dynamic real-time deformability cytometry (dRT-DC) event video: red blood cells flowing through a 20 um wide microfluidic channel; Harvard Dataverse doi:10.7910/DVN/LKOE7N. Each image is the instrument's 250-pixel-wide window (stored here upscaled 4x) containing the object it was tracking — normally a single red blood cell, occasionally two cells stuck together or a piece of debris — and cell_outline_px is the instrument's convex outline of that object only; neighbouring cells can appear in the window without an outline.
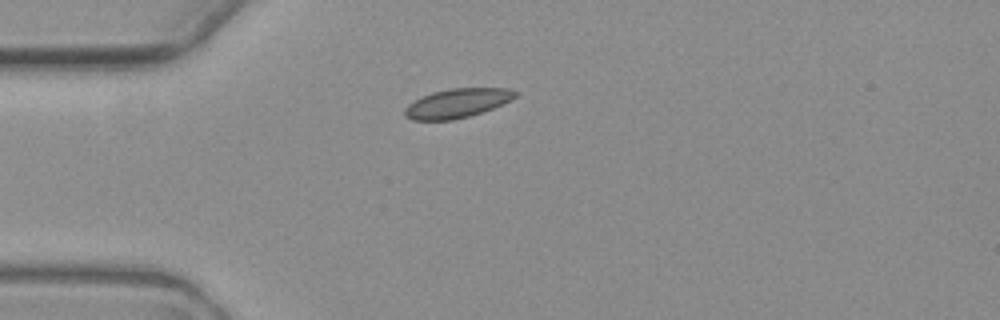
{"species": "common noctule bat (a hibernating species)", "species_latin": "Nyctalus noctula", "temperature_condition": "warm", "stored_images_in_passage": 5, "camera_frame_rate_fps": 3000, "um_per_image_px": 0.085, "animal": {"sex": "female", "body_mass_g": 19.3, "forearm_length_mm": 54.1}, "frame": {"image": 1, "passage_image": 3, "time_ms": 3.333, "image_size_px": [1000, 320], "cell_outline_px": [[520, 92], [516, 96], [492, 108], [468, 116], [452, 120], [412, 120], [404, 116], [404, 108], [408, 104], [432, 92], [448, 88], [508, 88]], "centroid_in_image_um": [38.83, 8.76], "position_along_channel_um": 46.2, "area_um2": 18.55}}
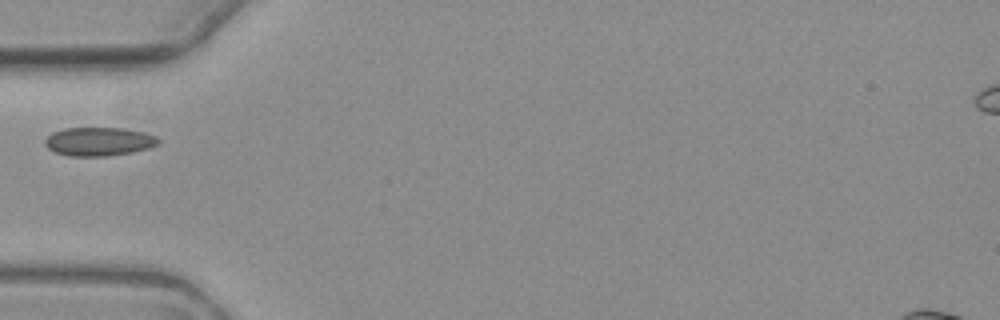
{"frame": {"image": 2, "passage_image": 4, "time_ms": 4.667, "image_size_px": [1000, 320], "cell_outline_px": [[160, 144], [148, 148], [132, 152], [104, 156], [68, 156], [56, 152], [48, 148], [44, 144], [44, 140], [52, 132], [64, 128], [120, 128], [140, 132], [156, 136], [160, 140]], "centroid_in_image_um": [8.38, 12.03], "position_along_channel_um": 76.6, "area_um2": 18.79}}
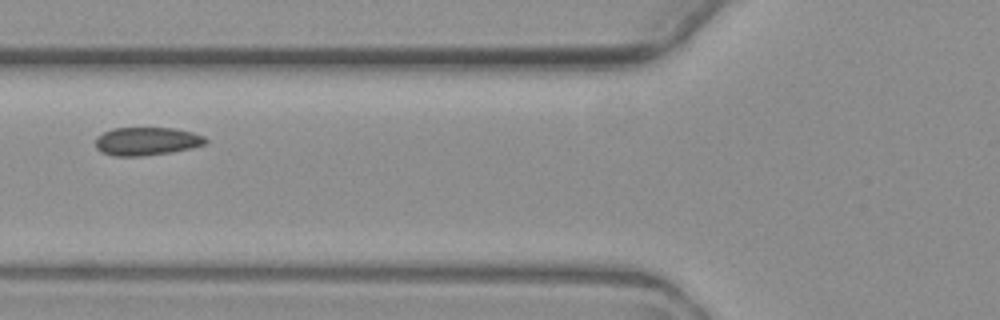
{"frame": {"image": 3, "passage_image": 5, "time_ms": 5.667, "image_size_px": [1000, 320], "cell_outline_px": [[208, 140], [204, 144], [192, 148], [172, 152], [140, 156], [112, 156], [100, 152], [96, 148], [96, 136], [112, 128], [172, 128], [192, 132], [204, 136]], "centroid_in_image_um": [12.44, 12.01], "position_along_channel_um": 113.4, "area_um2": 18.15}}